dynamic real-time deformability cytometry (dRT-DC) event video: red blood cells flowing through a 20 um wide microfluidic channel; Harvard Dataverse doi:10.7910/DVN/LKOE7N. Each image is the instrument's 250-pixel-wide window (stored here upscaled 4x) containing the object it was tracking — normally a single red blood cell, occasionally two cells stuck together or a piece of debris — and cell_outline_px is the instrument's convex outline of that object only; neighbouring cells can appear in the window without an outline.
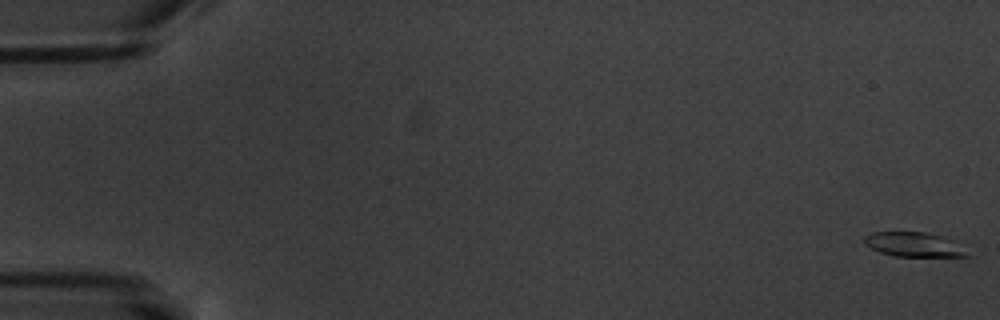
{"species": "common noctule bat (a hibernating species)", "species_latin": "Nyctalus noctula", "temperature_condition": "warm", "stored_images_in_passage": 7, "segment_of_instrument_passage": [1, 2], "camera_frame_rate_fps": 3000, "um_per_image_px": 0.085, "animal": {"sex": "male", "body_mass_g": 20.1, "forearm_length_mm": 53.5}, "frame": {"image": 1, "passage_image": 1, "time_ms": 0.0, "image_size_px": [1000, 320], "cell_outline_px": [[972, 256], [892, 256], [880, 252], [864, 244], [864, 236], [872, 232], [924, 232], [940, 236], [952, 240]], "centroid_in_image_um": [77.63, 20.78], "position_along_channel_um": 7.4, "area_um2": 14.45}}